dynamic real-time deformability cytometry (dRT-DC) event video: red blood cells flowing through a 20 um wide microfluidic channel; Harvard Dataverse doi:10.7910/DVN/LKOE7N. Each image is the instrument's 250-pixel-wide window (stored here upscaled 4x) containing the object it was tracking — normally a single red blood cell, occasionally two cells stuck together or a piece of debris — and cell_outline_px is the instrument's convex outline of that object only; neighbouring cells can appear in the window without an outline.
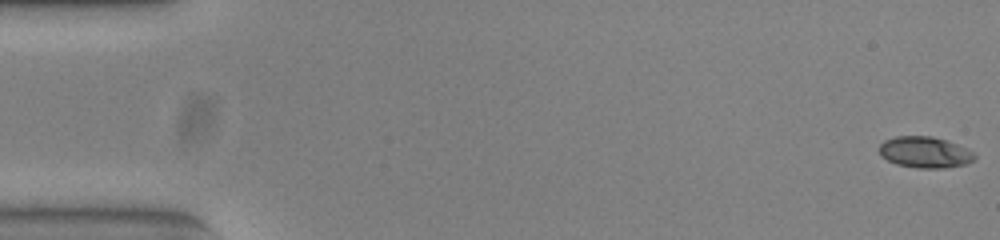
{"species": "common noctule bat (a hibernating species)", "species_latin": "Nyctalus noctula", "temperature_condition": "warm", "stored_images_in_passage": 54, "camera_frame_rate_fps": 3000, "um_per_image_px": 0.085, "animal": {"sex": "female", "body_mass_g": 23.0, "forearm_length_mm": 53.4}, "frame": {"image": 1, "passage_image": 1, "time_ms": 0.0, "image_size_px": [1000, 240], "cell_outline_px": [[976, 160], [968, 164], [944, 168], [916, 168], [896, 164], [880, 156], [880, 144], [884, 140], [896, 136], [932, 136], [968, 148], [976, 156]], "centroid_in_image_um": [78.63, 12.95], "position_along_channel_um": 6.4, "area_um2": 17.46}}
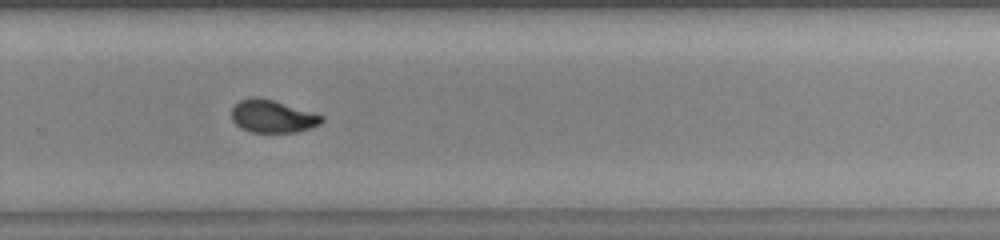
{"frame": {"image": 2, "passage_image": 36, "time_ms": 11.667, "image_size_px": [1000, 240], "cell_outline_px": [[324, 120], [320, 124], [296, 132], [252, 132], [240, 128], [232, 120], [232, 108], [240, 100], [252, 96], [256, 96], [272, 100], [324, 116]], "centroid_in_image_um": [23.13, 9.89], "position_along_channel_um": 306.7, "area_um2": 16.94}}
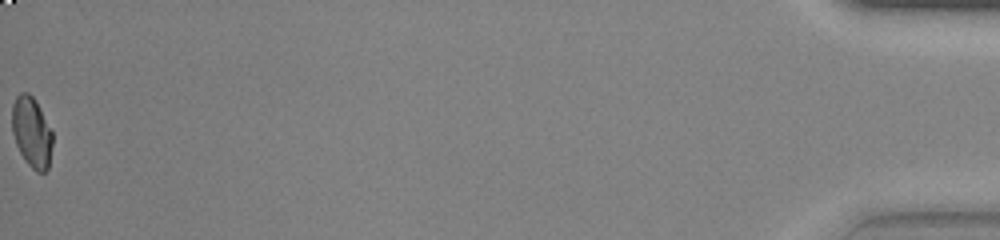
{"frame": {"image": 3, "passage_image": 54, "time_ms": 17.667, "image_size_px": [1000, 240], "cell_outline_px": [[52, 144], [48, 168], [44, 172], [36, 172], [24, 160], [16, 144], [12, 132], [12, 104], [16, 96], [20, 92], [28, 92], [36, 100], [52, 132]], "centroid_in_image_um": [2.68, 11.22], "position_along_channel_um": 432.5, "area_um2": 16.65}, "authors_computed_cell_mechanics": {"area_um2": 17.4556, "velocity_mm_per_s": 3.863, "shape_relaxation_time_tau1_ms": null, "shape_relaxation_time_tau2_ms": 0.8175, "deformation_change_tau1": null, "deformation_change_tau2": 0.0367}}